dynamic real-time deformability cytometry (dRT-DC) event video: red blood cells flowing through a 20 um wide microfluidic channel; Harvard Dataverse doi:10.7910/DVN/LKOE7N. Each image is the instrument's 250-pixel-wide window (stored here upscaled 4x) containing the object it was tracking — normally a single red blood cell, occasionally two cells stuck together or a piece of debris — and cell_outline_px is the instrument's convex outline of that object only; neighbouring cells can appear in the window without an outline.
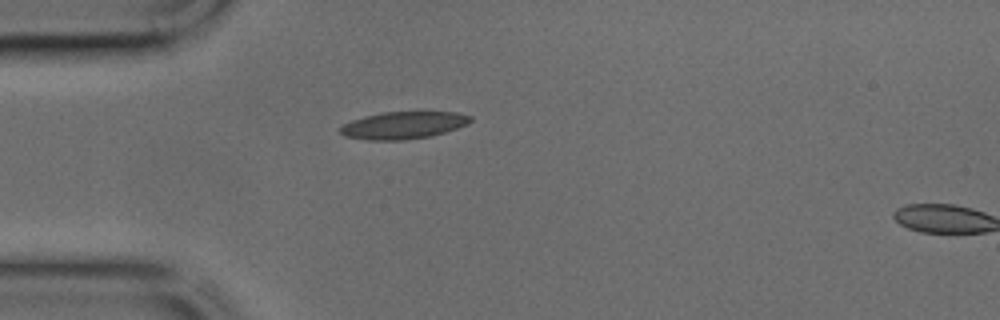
{"species": "common noctule bat (a hibernating species)", "species_latin": "Nyctalus noctula", "temperature_condition": "cold", "stored_images_in_passage": 2, "camera_frame_rate_fps": 3000, "um_per_image_px": 0.085, "animal": {"sex": "male", "body_mass_g": 17.9, "forearm_length_mm": 54.2}, "frame": {"image": 1, "passage_image": 1, "time_ms": 0.0, "image_size_px": [1000, 320], "cell_outline_px": [[472, 120], [468, 124], [444, 132], [428, 136], [404, 140], [368, 140], [344, 136], [340, 132], [340, 128], [344, 124], [352, 120], [364, 116], [384, 112], [456, 112], [472, 116]], "centroid_in_image_um": [34.28, 10.64], "position_along_channel_um": 50.7, "area_um2": 20.52}}